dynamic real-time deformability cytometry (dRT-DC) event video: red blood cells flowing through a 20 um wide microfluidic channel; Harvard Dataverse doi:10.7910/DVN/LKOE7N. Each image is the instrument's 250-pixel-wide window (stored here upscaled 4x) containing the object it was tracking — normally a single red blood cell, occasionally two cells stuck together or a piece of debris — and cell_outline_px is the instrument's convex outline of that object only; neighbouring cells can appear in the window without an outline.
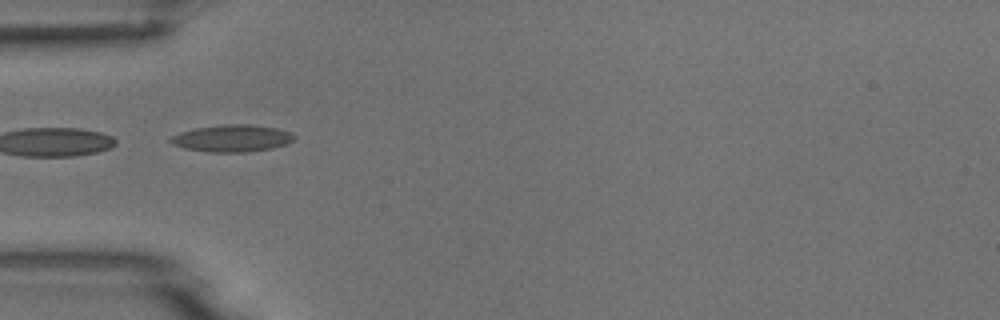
{"species": "common noctule bat (a hibernating species)", "species_latin": "Nyctalus noctula", "temperature_condition": "room temperature", "stored_images_in_passage": 6, "camera_frame_rate_fps": 3000, "um_per_image_px": 0.085, "animal": {"sex": "male", "body_mass_g": 18.8}, "frame": {"image": 1, "passage_image": 5, "time_ms": 1.333, "image_size_px": [1000, 320], "cell_outline_px": [[296, 136], [288, 144], [272, 148], [248, 152], [212, 152], [184, 148], [172, 144], [168, 140], [172, 136], [180, 132], [196, 128], [224, 124], [248, 124], [276, 128], [288, 132]], "centroid_in_image_um": [19.72, 11.76], "position_along_channel_um": 65.3, "area_um2": 19.36}}
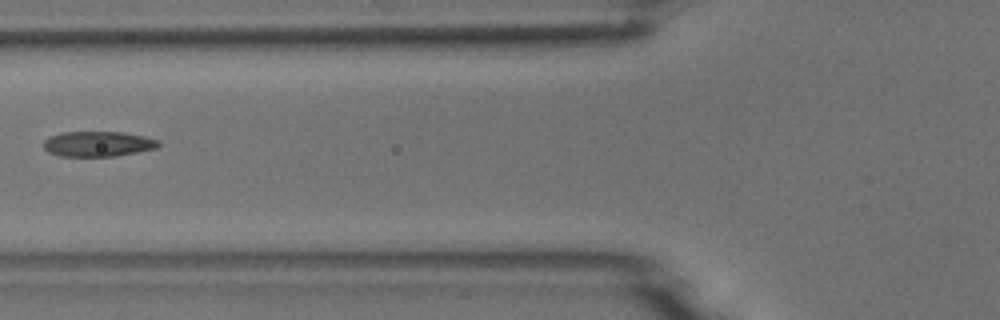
{"frame": {"image": 2, "passage_image": 6, "time_ms": 1.667, "image_size_px": [1000, 320], "cell_outline_px": [[160, 144], [156, 148], [116, 156], [60, 156], [48, 152], [44, 148], [44, 140], [48, 136], [60, 132], [124, 132], [144, 136], [160, 140]], "centroid_in_image_um": [8.31, 12.22], "position_along_channel_um": 117.5, "area_um2": 16.99}}